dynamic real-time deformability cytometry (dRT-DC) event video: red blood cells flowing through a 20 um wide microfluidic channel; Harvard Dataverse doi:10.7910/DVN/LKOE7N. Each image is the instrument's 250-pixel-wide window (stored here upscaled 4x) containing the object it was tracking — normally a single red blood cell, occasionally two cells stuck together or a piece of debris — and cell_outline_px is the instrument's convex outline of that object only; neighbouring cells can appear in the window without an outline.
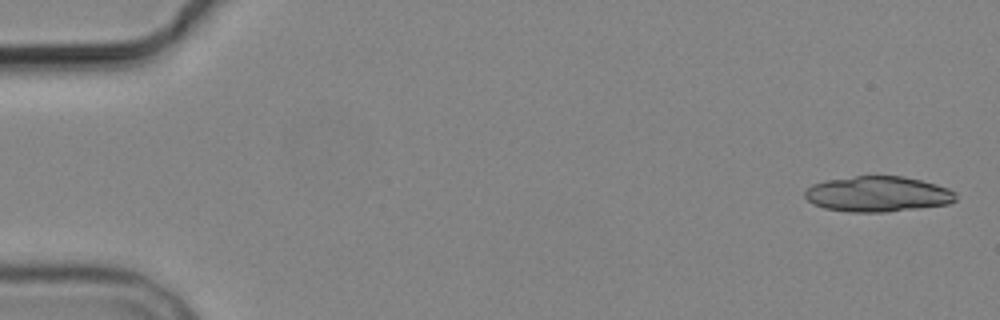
{"species": "common noctule bat (a hibernating species)", "species_latin": "Nyctalus noctula", "temperature_condition": "cold", "stored_images_in_passage": 6, "camera_frame_rate_fps": 3000, "um_per_image_px": 0.085, "animal": {"sex": "male", "body_mass_g": 19.2, "forearm_length_mm": 51.8}, "frame": {"image": 1, "passage_image": 1, "time_ms": 0.0, "image_size_px": [1000, 320], "cell_outline_px": [[956, 200], [948, 204], [920, 208], [884, 212], [848, 212], [824, 208], [812, 204], [804, 196], [804, 192], [812, 184], [824, 180], [856, 176], [904, 176], [936, 184], [948, 188], [956, 192]], "centroid_in_image_um": [74.6, 16.5], "position_along_channel_um": 10.4, "area_um2": 31.39}}
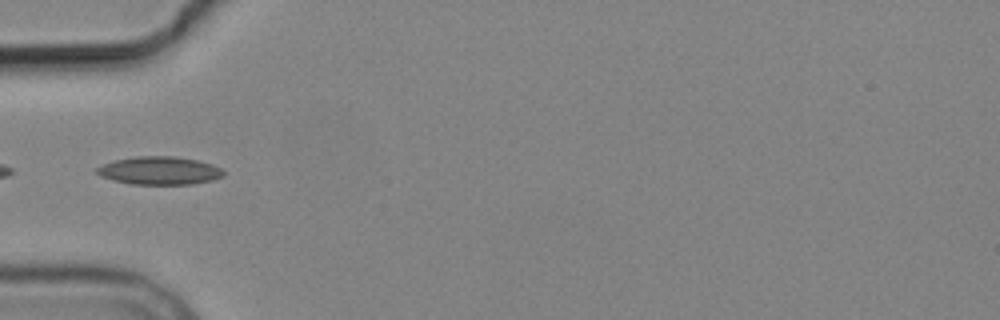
{"frame": {"image": 2, "passage_image": 5, "time_ms": 5.667, "image_size_px": [1000, 320], "cell_outline_px": [[224, 176], [212, 180], [192, 184], [132, 184], [112, 180], [100, 176], [96, 172], [96, 168], [112, 160], [136, 156], [172, 156], [196, 160], [212, 164], [220, 168], [224, 172]], "centroid_in_image_um": [13.53, 14.5], "position_along_channel_um": 71.5, "area_um2": 20.69}}
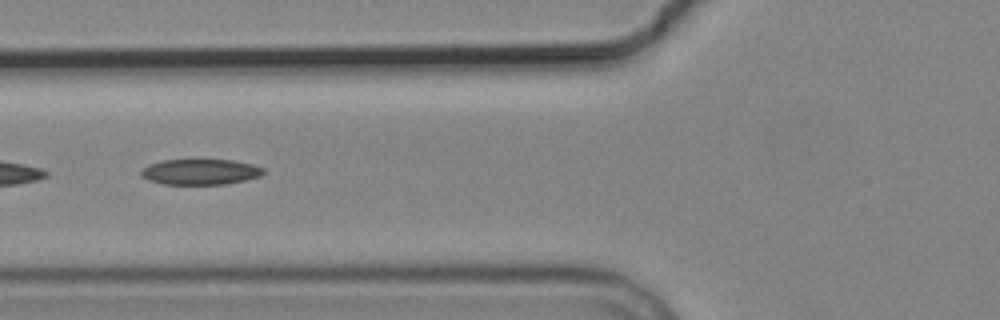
{"frame": {"image": 3, "passage_image": 6, "time_ms": 6.667, "image_size_px": [1000, 320], "cell_outline_px": [[264, 172], [260, 176], [244, 180], [224, 184], [164, 184], [148, 180], [140, 172], [148, 164], [160, 160], [232, 160], [252, 164], [264, 168]], "centroid_in_image_um": [17.03, 14.6], "position_along_channel_um": 108.8, "area_um2": 18.09}}